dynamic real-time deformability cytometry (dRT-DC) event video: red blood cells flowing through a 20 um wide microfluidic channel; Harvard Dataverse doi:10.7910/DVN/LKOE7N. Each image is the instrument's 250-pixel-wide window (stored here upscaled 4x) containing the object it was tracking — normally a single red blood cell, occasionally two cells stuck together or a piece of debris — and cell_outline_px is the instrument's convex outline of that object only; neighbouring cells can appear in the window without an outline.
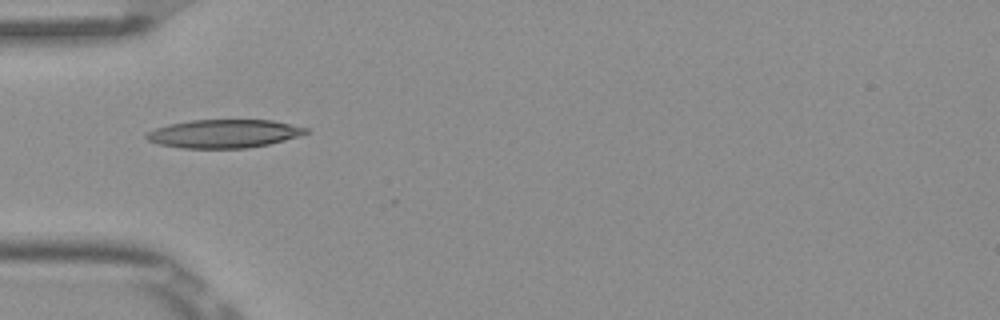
{"species": "Egyptian fruit bat (a non-hibernating species)", "species_latin": "Rousettus aegyptiacus", "temperature_condition": "room temperature", "stored_images_in_passage": 2, "camera_frame_rate_fps": 3000, "um_per_image_px": 0.085, "frame": {"image": 1, "passage_image": 2, "time_ms": 0.333, "image_size_px": [1000, 320], "cell_outline_px": [[308, 132], [284, 140], [268, 144], [248, 148], [180, 148], [160, 144], [148, 140], [144, 136], [148, 132], [156, 128], [168, 124], [192, 120], [272, 120], [308, 128]], "centroid_in_image_um": [19.01, 11.36], "position_along_channel_um": 66.0, "area_um2": 26.13}}